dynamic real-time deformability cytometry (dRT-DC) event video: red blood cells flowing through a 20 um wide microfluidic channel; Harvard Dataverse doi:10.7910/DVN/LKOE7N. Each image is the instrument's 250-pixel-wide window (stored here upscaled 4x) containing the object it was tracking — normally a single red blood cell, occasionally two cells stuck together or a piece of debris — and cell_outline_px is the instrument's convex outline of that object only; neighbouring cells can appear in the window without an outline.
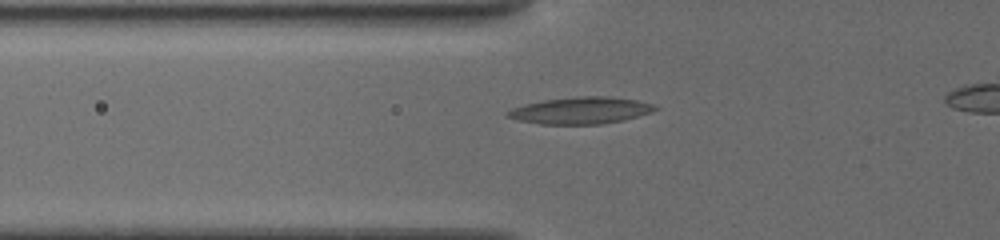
{"species": "common noctule bat (a hibernating species)", "species_latin": "Nyctalus noctula", "temperature_condition": "cold", "stored_images_in_passage": 10, "camera_frame_rate_fps": 3000, "um_per_image_px": 0.085, "animal": {"sex": "female", "body_mass_g": 19.5, "forearm_length_mm": 54.1}, "frame": {"image": 1, "passage_image": 4, "time_ms": 1.333, "image_size_px": [1000, 240], "cell_outline_px": [[660, 108], [652, 112], [624, 120], [604, 124], [540, 124], [516, 120], [504, 116], [504, 112], [512, 108], [524, 104], [544, 100], [580, 96], [604, 96], [636, 100], [652, 104]], "centroid_in_image_um": [49.32, 9.4], "position_along_channel_um": 76.5, "area_um2": 23.18}}
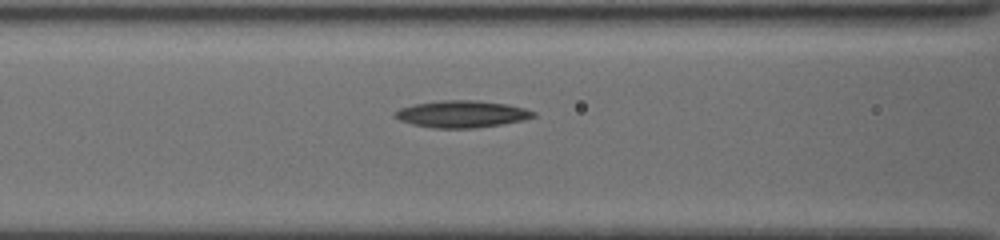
{"frame": {"image": 2, "passage_image": 7, "time_ms": 2.667, "image_size_px": [1000, 240], "cell_outline_px": [[536, 116], [524, 120], [476, 128], [436, 128], [412, 124], [400, 120], [396, 116], [396, 112], [400, 108], [412, 104], [440, 100], [480, 100], [508, 104], [524, 108], [536, 112]], "centroid_in_image_um": [39.29, 9.68], "position_along_channel_um": 127.3, "area_um2": 21.73}}
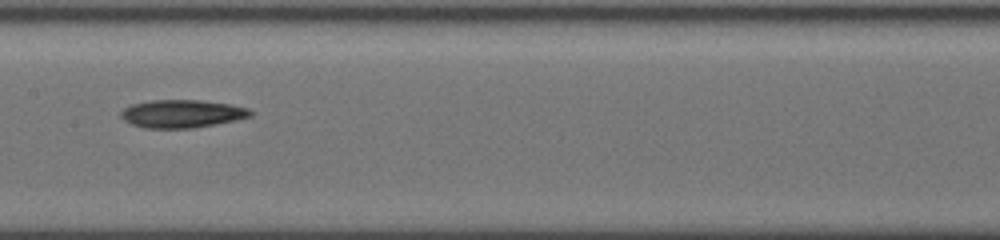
{"frame": {"image": 3, "passage_image": 10, "time_ms": 4.333, "image_size_px": [1000, 240], "cell_outline_px": [[252, 116], [236, 120], [216, 124], [192, 128], [144, 128], [132, 124], [124, 120], [120, 116], [120, 112], [124, 108], [132, 104], [152, 100], [200, 100], [232, 104], [248, 108], [252, 112]], "centroid_in_image_um": [15.47, 9.66], "position_along_channel_um": 191.9, "area_um2": 21.15}}